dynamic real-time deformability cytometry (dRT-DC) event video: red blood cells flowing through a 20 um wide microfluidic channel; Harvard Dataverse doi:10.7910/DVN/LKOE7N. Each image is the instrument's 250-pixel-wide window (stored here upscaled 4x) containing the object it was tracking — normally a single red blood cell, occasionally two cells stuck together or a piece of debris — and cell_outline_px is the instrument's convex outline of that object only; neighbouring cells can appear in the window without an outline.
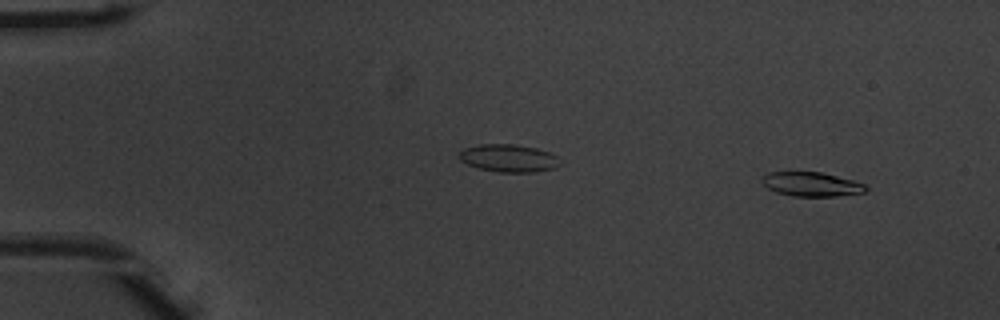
{"species": "common noctule bat (a hibernating species)", "species_latin": "Nyctalus noctula", "temperature_condition": "warm", "stored_images_in_passage": 52, "camera_frame_rate_fps": 3000, "um_per_image_px": 0.085, "animal": {"sex": "male", "body_mass_g": 20.1, "forearm_length_mm": 53.5}, "frame": {"image": 1, "passage_image": 4, "time_ms": 1.0, "image_size_px": [1000, 320], "cell_outline_px": [[868, 188], [864, 192], [836, 196], [792, 196], [776, 192], [768, 188], [760, 180], [760, 176], [768, 172], [820, 172], [852, 180], [864, 184]], "centroid_in_image_um": [68.91, 15.65], "position_along_channel_um": 16.1, "area_um2": 14.57}}
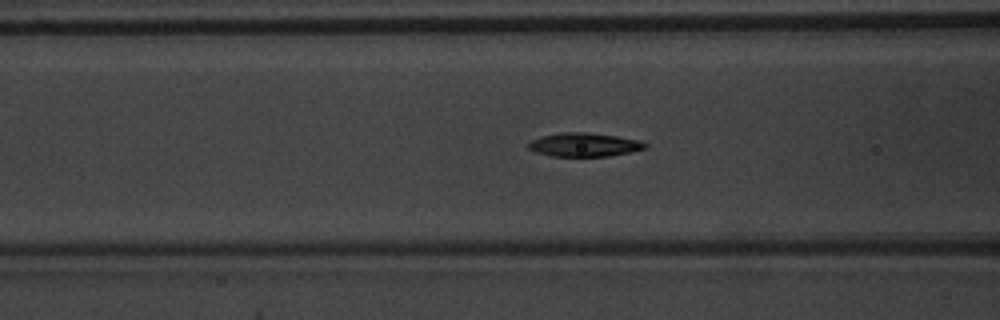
{"frame": {"image": 2, "passage_image": 21, "time_ms": 6.667, "image_size_px": [1000, 320], "cell_outline_px": [[648, 148], [632, 152], [608, 156], [552, 156], [536, 152], [528, 148], [528, 144], [532, 140], [544, 136], [564, 132], [584, 132], [616, 136], [640, 140], [648, 144]], "centroid_in_image_um": [49.72, 12.31], "position_along_channel_um": 116.9, "area_um2": 16.01}}
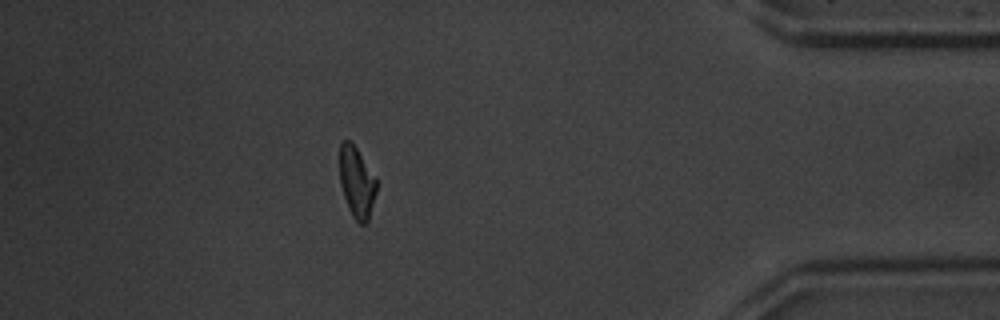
{"frame": {"image": 3, "passage_image": 46, "time_ms": 15.0, "image_size_px": [1000, 320], "cell_outline_px": [[376, 192], [368, 220], [364, 224], [360, 224], [352, 216], [348, 208], [340, 184], [340, 144], [344, 140], [348, 140], [356, 148], [376, 176]], "centroid_in_image_um": [30.32, 15.5], "position_along_channel_um": 404.9, "area_um2": 15.09}, "authors_computed_cell_mechanics": {"area_um2": 15.6927, "velocity_mm_per_s": 3.9269, "shape_relaxation_time_tau1_ms": 3.52, "shape_relaxation_time_tau2_ms": 4.6367, "deformation_change_tau1": 0.1897, "deformation_change_tau2": 0.1116}}